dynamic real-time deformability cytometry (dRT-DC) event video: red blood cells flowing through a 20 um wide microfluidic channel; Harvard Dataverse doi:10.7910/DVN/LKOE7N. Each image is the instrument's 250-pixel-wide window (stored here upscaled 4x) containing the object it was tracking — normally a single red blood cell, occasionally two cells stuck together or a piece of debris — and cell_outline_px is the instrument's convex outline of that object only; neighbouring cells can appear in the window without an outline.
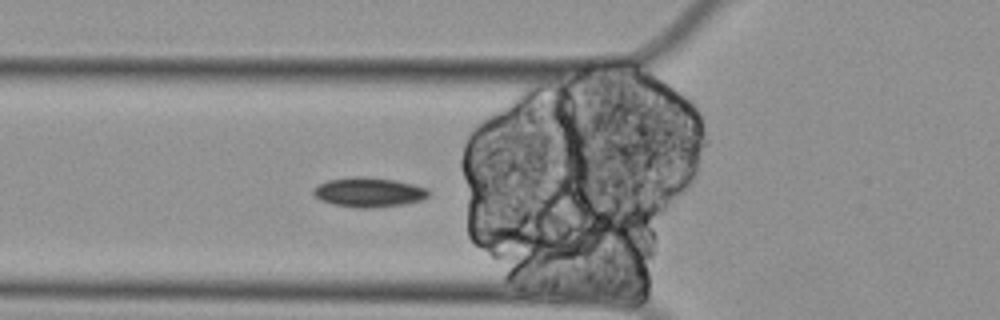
{"species": "Egyptian fruit bat (a non-hibernating species)", "species_latin": "Rousettus aegyptiacus", "temperature_condition": "cold", "stored_images_in_passage": 37, "camera_frame_rate_fps": 3000, "um_per_image_px": 0.085, "animal": {"sex": "female"}, "frame": {"image": 1, "passage_image": 2, "time_ms": 0.333, "image_size_px": [1000, 320], "cell_outline_px": [[432, 192], [424, 200], [404, 204], [364, 208], [360, 208], [332, 204], [320, 200], [312, 192], [320, 184], [328, 180], [356, 176], [360, 176], [396, 180], [428, 188]], "centroid_in_image_um": [31.4, 16.34], "position_along_channel_um": 94.4, "area_um2": 19.77}}
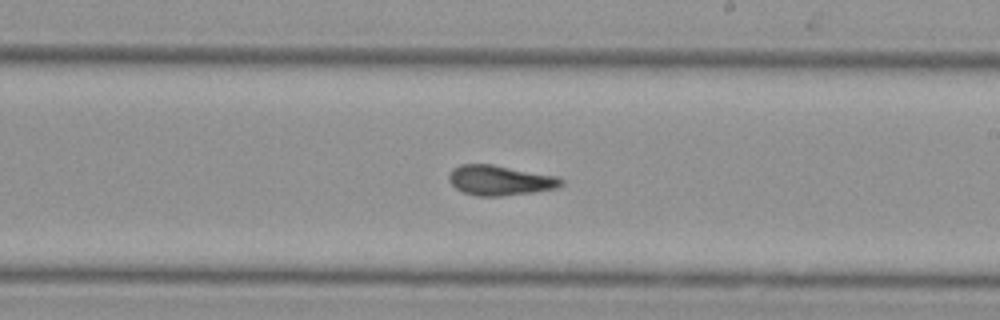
{"frame": {"image": 2, "passage_image": 16, "time_ms": 5.0, "image_size_px": [1000, 320], "cell_outline_px": [[564, 184], [556, 188], [532, 192], [500, 196], [476, 196], [464, 192], [456, 188], [448, 180], [448, 176], [452, 168], [460, 164], [492, 164], [560, 176], [564, 180]], "centroid_in_image_um": [42.52, 15.31], "position_along_channel_um": 246.5, "area_um2": 19.83}}
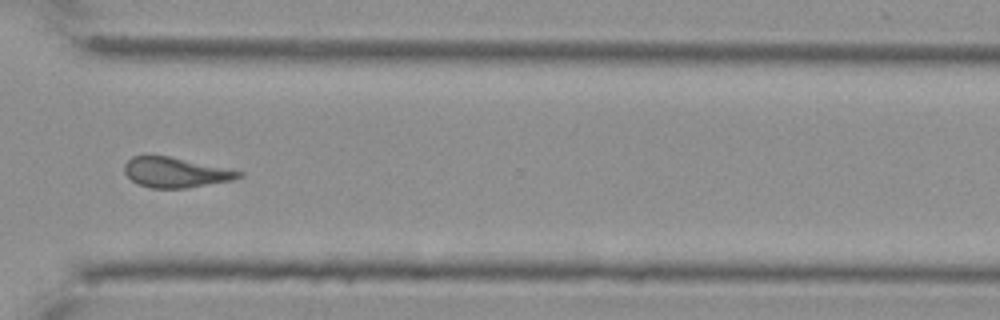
{"frame": {"image": 3, "passage_image": 26, "time_ms": 8.333, "image_size_px": [1000, 320], "cell_outline_px": [[244, 176], [232, 180], [188, 188], [148, 188], [132, 180], [124, 172], [124, 164], [132, 156], [168, 156], [244, 172]], "centroid_in_image_um": [14.92, 14.67], "position_along_channel_um": 355.7, "area_um2": 19.83}}